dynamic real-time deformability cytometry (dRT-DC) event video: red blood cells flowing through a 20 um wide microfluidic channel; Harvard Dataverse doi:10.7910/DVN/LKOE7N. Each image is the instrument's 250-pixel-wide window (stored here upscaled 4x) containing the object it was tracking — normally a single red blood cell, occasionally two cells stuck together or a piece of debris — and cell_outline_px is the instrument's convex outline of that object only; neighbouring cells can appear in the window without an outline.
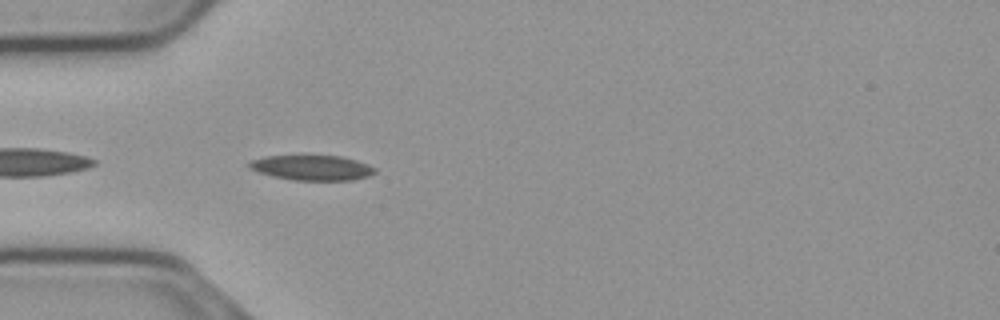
{"species": "common noctule bat (a hibernating species)", "species_latin": "Nyctalus noctula", "temperature_condition": "cold", "stored_images_in_passage": 37, "camera_frame_rate_fps": 3000, "um_per_image_px": 0.085, "animal": {"sex": "male", "body_mass_g": 23.1, "forearm_length_mm": 52.7}, "frame": {"image": 1, "passage_image": 2, "time_ms": 0.333, "image_size_px": [1000, 320], "cell_outline_px": [[376, 172], [368, 176], [352, 180], [292, 180], [272, 176], [248, 168], [248, 164], [252, 160], [264, 156], [340, 156], [356, 160], [368, 164], [376, 168]], "centroid_in_image_um": [26.53, 14.26], "position_along_channel_um": 58.5, "area_um2": 18.26}}
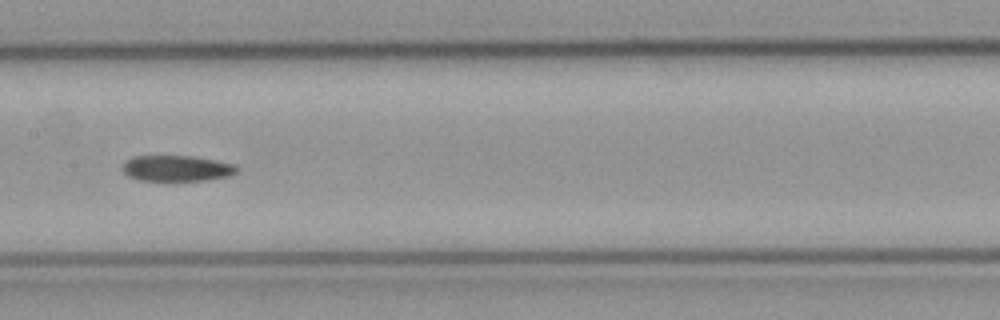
{"frame": {"image": 2, "passage_image": 13, "time_ms": 4.0, "image_size_px": [1000, 320], "cell_outline_px": [[240, 168], [236, 172], [228, 176], [208, 180], [140, 180], [128, 176], [120, 168], [132, 156], [192, 156], [236, 164]], "centroid_in_image_um": [15.04, 14.3], "position_along_channel_um": 192.4, "area_um2": 17.17}}
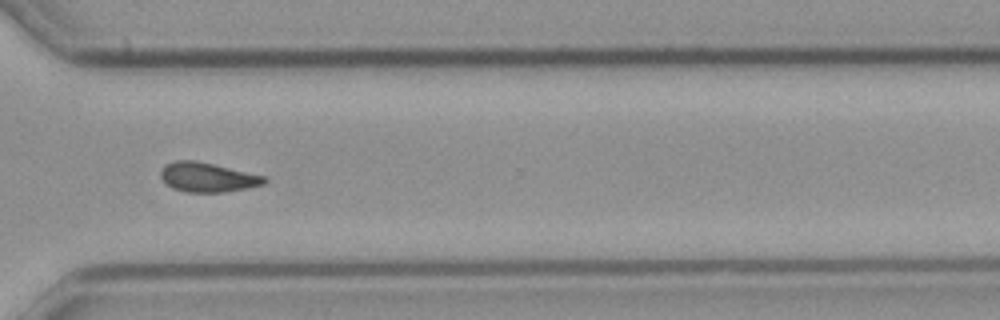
{"frame": {"image": 3, "passage_image": 26, "time_ms": 8.333, "image_size_px": [1000, 320], "cell_outline_px": [[268, 180], [264, 184], [248, 188], [224, 192], [188, 192], [172, 188], [160, 176], [160, 168], [164, 164], [176, 160], [196, 160], [264, 176]], "centroid_in_image_um": [17.61, 15.06], "position_along_channel_um": 353.0, "area_um2": 17.74}}